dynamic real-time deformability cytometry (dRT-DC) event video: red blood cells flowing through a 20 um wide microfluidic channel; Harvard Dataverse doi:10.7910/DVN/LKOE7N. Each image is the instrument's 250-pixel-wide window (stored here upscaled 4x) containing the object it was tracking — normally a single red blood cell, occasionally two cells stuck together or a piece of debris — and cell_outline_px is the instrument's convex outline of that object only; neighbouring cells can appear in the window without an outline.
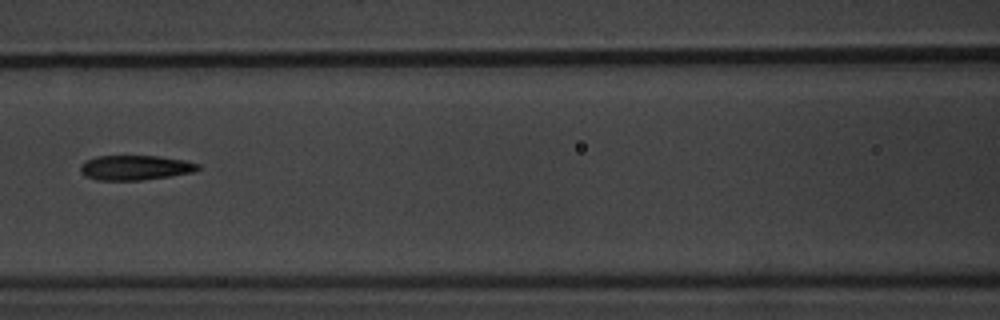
{"species": "common noctule bat (a hibernating species)", "species_latin": "Nyctalus noctula", "temperature_condition": "warm", "stored_images_in_passage": 7, "camera_frame_rate_fps": 3000, "um_per_image_px": 0.085, "animal": {"sex": "male", "body_mass_g": 20.1, "forearm_length_mm": 53.5}, "frame": {"image": 1, "passage_image": 7, "time_ms": 7.0, "image_size_px": [1000, 320], "cell_outline_px": [[200, 168], [192, 172], [168, 176], [140, 180], [96, 180], [84, 176], [80, 172], [80, 164], [84, 160], [96, 156], [160, 156], [184, 160], [200, 164]], "centroid_in_image_um": [11.43, 14.24], "position_along_channel_um": 155.2, "area_um2": 17.05}}